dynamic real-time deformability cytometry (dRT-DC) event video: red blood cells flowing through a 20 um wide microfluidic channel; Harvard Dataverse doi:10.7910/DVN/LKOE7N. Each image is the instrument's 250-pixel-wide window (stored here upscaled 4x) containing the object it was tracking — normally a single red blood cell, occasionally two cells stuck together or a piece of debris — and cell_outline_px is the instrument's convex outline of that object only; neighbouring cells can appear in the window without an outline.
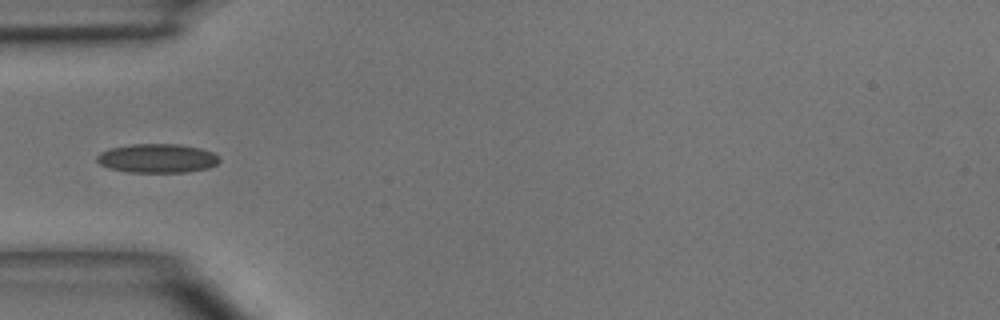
{"species": "common noctule bat (a hibernating species)", "species_latin": "Nyctalus noctula", "temperature_condition": "room temperature", "stored_images_in_passage": 4, "camera_frame_rate_fps": 3000, "um_per_image_px": 0.085, "animal": {"sex": "male", "body_mass_g": 15.6}, "frame": {"image": 1, "passage_image": 4, "time_ms": 3.333, "image_size_px": [1000, 320], "cell_outline_px": [[220, 160], [216, 164], [208, 168], [188, 172], [128, 172], [108, 168], [100, 164], [96, 160], [96, 156], [100, 152], [112, 148], [132, 144], [180, 144], [200, 148], [212, 152], [220, 156]], "centroid_in_image_um": [13.38, 13.46], "position_along_channel_um": 71.6, "area_um2": 20.75}}